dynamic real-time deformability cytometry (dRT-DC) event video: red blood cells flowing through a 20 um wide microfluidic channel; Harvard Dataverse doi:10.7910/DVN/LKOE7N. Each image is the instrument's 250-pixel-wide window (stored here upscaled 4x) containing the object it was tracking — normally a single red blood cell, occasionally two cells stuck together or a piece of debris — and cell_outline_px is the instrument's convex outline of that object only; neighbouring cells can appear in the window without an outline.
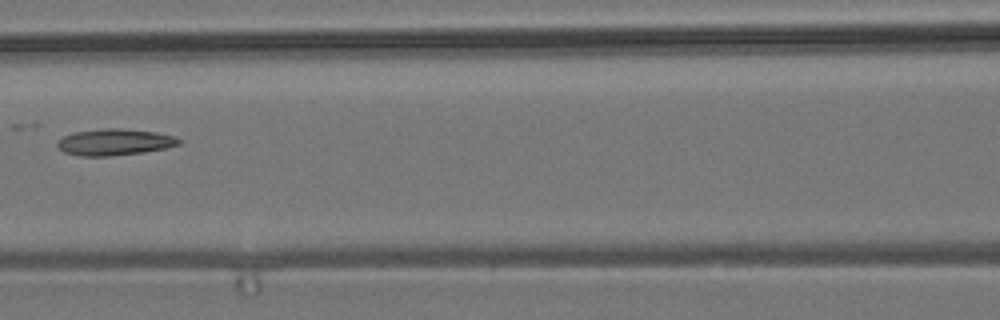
{"species": "common noctule bat (a hibernating species)", "species_latin": "Nyctalus noctula", "temperature_condition": "room temperature", "stored_images_in_passage": 10, "camera_frame_rate_fps": 3000, "um_per_image_px": 0.085, "animal": {"sex": "male", "body_mass_g": 19.2, "forearm_length_mm": 51.8}, "frame": {"image": 1, "passage_image": 6, "time_ms": 6.667, "image_size_px": [1000, 320], "cell_outline_px": [[180, 144], [164, 148], [144, 152], [112, 156], [80, 156], [64, 152], [56, 144], [64, 136], [72, 132], [104, 128], [120, 128], [156, 132], [172, 136], [180, 140]], "centroid_in_image_um": [9.71, 12.08], "position_along_channel_um": 156.9, "area_um2": 18.61}}
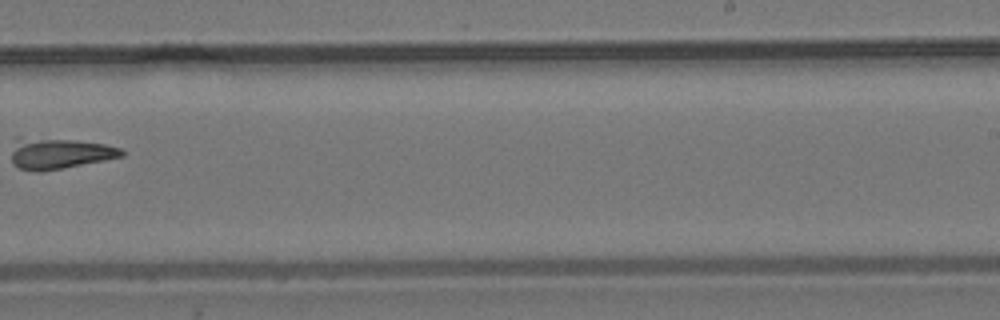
{"frame": {"image": 2, "passage_image": 9, "time_ms": 10.0, "image_size_px": [1000, 320], "cell_outline_px": [[124, 156], [64, 168], [40, 172], [36, 172], [20, 168], [12, 164], [12, 136], [20, 136], [76, 140], [104, 144], [120, 148], [124, 152]], "centroid_in_image_um": [4.94, 13.02], "position_along_channel_um": 284.1, "area_um2": 20.29}}
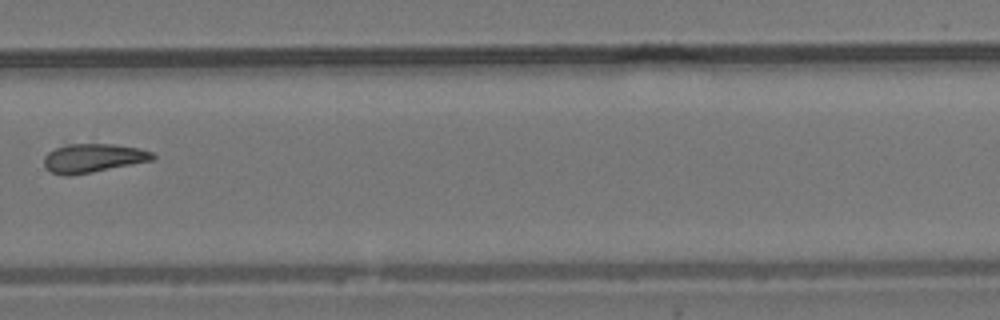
{"frame": {"image": 3, "passage_image": 10, "time_ms": 11.0, "image_size_px": [1000, 320], "cell_outline_px": [[156, 156], [152, 160], [72, 176], [64, 176], [52, 172], [44, 164], [44, 156], [48, 152], [64, 144], [112, 144], [140, 148], [152, 152]], "centroid_in_image_um": [7.9, 13.43], "position_along_channel_um": 321.9, "area_um2": 18.15}}